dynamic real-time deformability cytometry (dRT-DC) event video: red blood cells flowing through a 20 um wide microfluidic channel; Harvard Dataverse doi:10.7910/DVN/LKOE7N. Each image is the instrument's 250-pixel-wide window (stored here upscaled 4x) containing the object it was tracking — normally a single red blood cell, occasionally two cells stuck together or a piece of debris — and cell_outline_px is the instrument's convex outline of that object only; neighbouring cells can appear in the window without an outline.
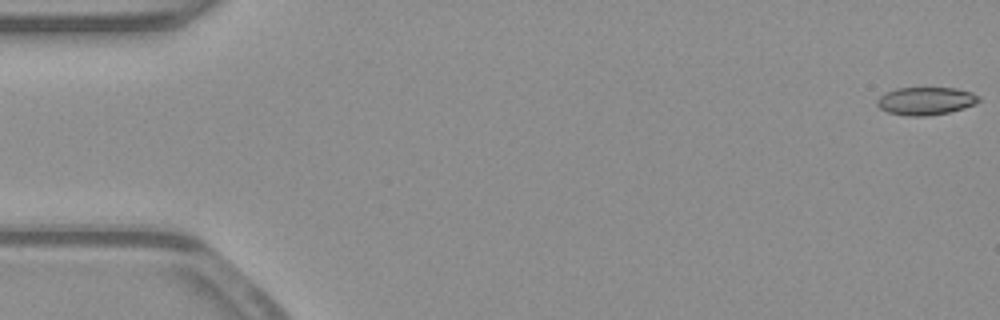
{"species": "common noctule bat (a hibernating species)", "species_latin": "Nyctalus noctula", "temperature_condition": "warm", "stored_images_in_passage": 53, "camera_frame_rate_fps": 3000, "um_per_image_px": 0.085, "animal": {"sex": "male", "body_mass_g": 23.1, "forearm_length_mm": 52.7}, "frame": {"image": 1, "passage_image": 1, "time_ms": 0.0, "image_size_px": [1000, 320], "cell_outline_px": [[980, 100], [976, 104], [964, 108], [948, 112], [928, 116], [908, 116], [888, 112], [880, 108], [876, 104], [876, 100], [884, 92], [896, 88], [956, 88], [972, 92], [980, 96]], "centroid_in_image_um": [78.69, 8.58], "position_along_channel_um": 6.3, "area_um2": 16.65}}
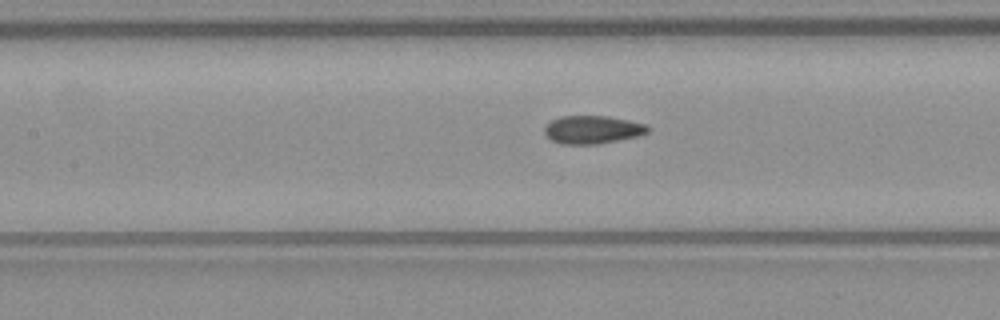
{"frame": {"image": 2, "passage_image": 24, "time_ms": 7.667, "image_size_px": [1000, 320], "cell_outline_px": [[652, 128], [648, 132], [640, 136], [596, 144], [560, 144], [552, 140], [544, 132], [544, 128], [552, 120], [560, 116], [608, 116], [648, 124]], "centroid_in_image_um": [50.41, 11.02], "position_along_channel_um": 157.0, "area_um2": 16.99}}
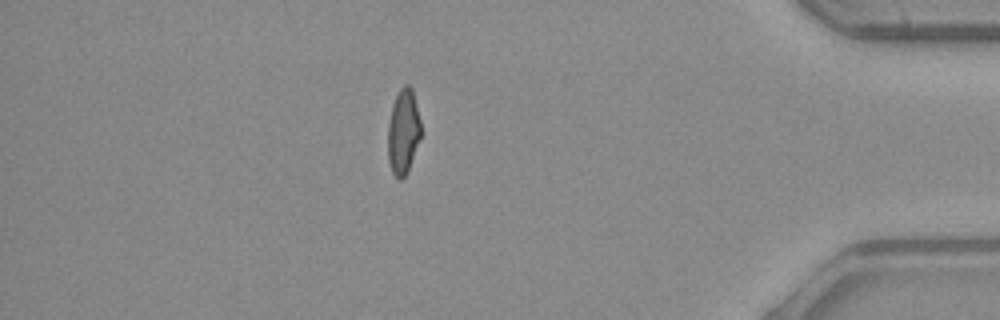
{"frame": {"image": 3, "passage_image": 46, "time_ms": 15.0, "image_size_px": [1000, 320], "cell_outline_px": [[420, 136], [408, 168], [404, 176], [400, 180], [392, 172], [388, 160], [388, 124], [392, 104], [400, 88], [404, 84], [408, 84], [412, 88], [420, 120]], "centroid_in_image_um": [34.25, 11.14], "position_along_channel_um": 400.9, "area_um2": 16.01}, "authors_computed_cell_mechanics": {"area_um2": 16.9354, "velocity_mm_per_s": 3.9384, "shape_relaxation_time_tau1_ms": 5.507, "shape_relaxation_time_tau2_ms": 1.2337, "deformation_change_tau1": 0.1645, "deformation_change_tau2": 0.0801}}